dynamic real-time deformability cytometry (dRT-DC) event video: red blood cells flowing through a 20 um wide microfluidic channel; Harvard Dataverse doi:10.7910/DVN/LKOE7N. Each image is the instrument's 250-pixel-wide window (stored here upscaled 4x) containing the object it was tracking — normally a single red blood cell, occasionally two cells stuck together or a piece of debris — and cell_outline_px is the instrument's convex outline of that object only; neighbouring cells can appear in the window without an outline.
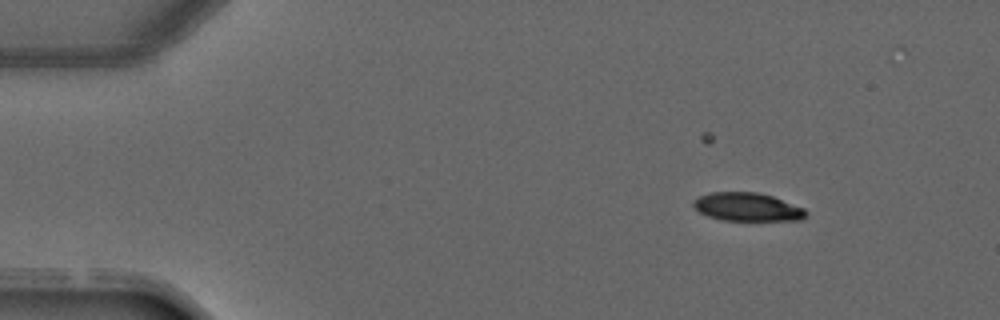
{"species": "common noctule bat (a hibernating species)", "species_latin": "Nyctalus noctula", "temperature_condition": "warm", "stored_images_in_passage": 4, "segment_of_instrument_passage": [1, 2], "camera_frame_rate_fps": 3000, "um_per_image_px": 0.085, "animal": {"sex": "male", "forearm_length_mm": 52.5}, "frame": {"image": 1, "passage_image": 1, "time_ms": 0.0, "image_size_px": [1000, 320], "cell_outline_px": [[808, 212], [800, 220], [724, 220], [708, 216], [700, 212], [692, 204], [692, 200], [700, 196], [712, 192], [756, 192], [772, 196], [804, 208]], "centroid_in_image_um": [63.51, 17.58], "position_along_channel_um": 21.5, "area_um2": 18.38}}
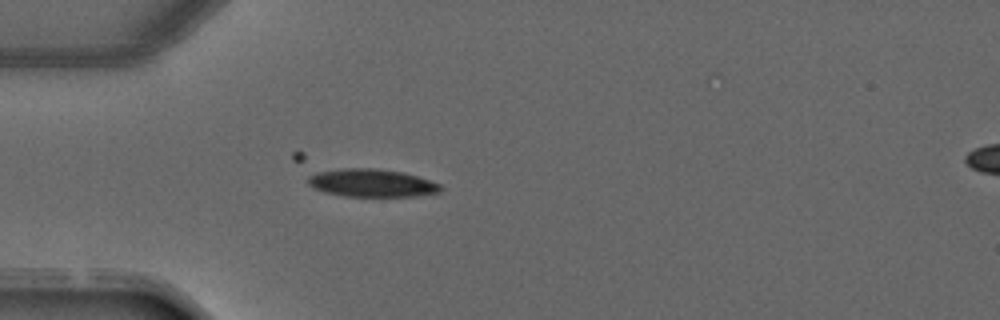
{"frame": {"image": 2, "passage_image": 3, "time_ms": 2.333, "image_size_px": [1000, 320], "cell_outline_px": [[444, 188], [440, 192], [416, 196], [348, 196], [324, 192], [308, 184], [292, 160], [292, 152], [304, 152], [404, 172], [440, 184]], "centroid_in_image_um": [30.55, 15.13], "position_along_channel_um": 54.5, "area_um2": 28.78}}